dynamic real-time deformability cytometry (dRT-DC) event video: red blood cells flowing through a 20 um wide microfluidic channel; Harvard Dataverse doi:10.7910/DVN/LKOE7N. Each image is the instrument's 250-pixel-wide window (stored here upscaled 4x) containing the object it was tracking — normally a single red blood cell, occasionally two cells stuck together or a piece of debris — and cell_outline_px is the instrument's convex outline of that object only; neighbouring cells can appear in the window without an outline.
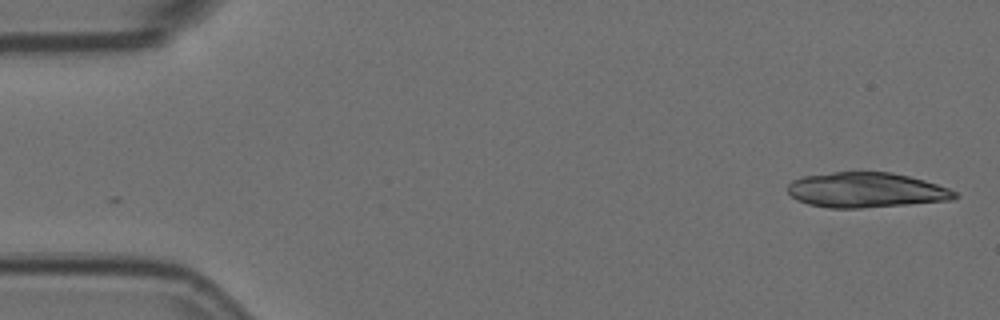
{"species": "Egyptian fruit bat (a non-hibernating species)", "species_latin": "Rousettus aegyptiacus", "temperature_condition": "room temperature", "stored_images_in_passage": 2, "camera_frame_rate_fps": 3000, "um_per_image_px": 0.085, "animal": {"sex": "female"}, "frame": {"image": 1, "passage_image": 2, "time_ms": 0.333, "image_size_px": [1000, 320], "cell_outline_px": [[960, 196], [952, 200], [908, 204], [860, 208], [828, 208], [808, 204], [796, 200], [788, 192], [788, 184], [792, 180], [804, 176], [832, 172], [892, 172], [924, 180], [948, 188], [956, 192]], "centroid_in_image_um": [73.61, 16.16], "position_along_channel_um": 11.4, "area_um2": 34.16}}